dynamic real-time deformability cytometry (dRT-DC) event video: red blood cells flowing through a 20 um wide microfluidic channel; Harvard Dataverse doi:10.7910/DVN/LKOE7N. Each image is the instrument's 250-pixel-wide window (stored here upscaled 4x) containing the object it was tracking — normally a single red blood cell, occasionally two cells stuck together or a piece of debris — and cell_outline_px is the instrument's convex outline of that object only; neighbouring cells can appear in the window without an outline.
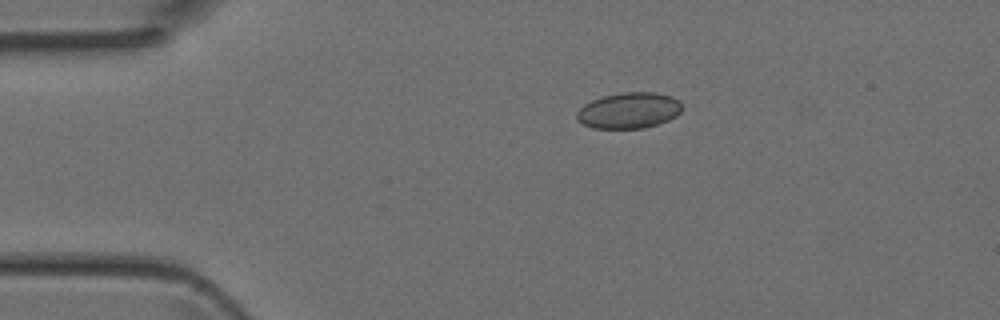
{"species": "Egyptian fruit bat (a non-hibernating species)", "species_latin": "Rousettus aegyptiacus", "temperature_condition": "room temperature", "stored_images_in_passage": 3, "camera_frame_rate_fps": 3000, "um_per_image_px": 0.085, "animal": {"sex": "female"}, "frame": {"image": 1, "passage_image": 1, "time_ms": 0.0, "image_size_px": [1000, 320], "cell_outline_px": [[680, 112], [676, 116], [668, 120], [644, 128], [592, 128], [576, 120], [576, 112], [584, 104], [592, 100], [604, 96], [624, 92], [656, 92], [672, 96], [680, 100]], "centroid_in_image_um": [53.44, 9.38], "position_along_channel_um": 31.6, "area_um2": 22.02}}
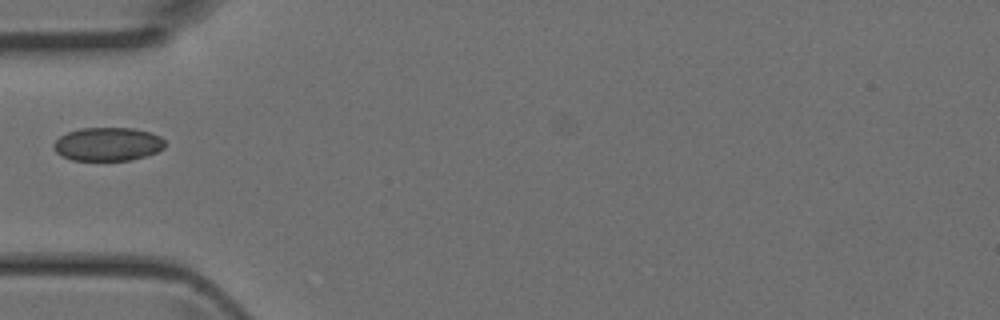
{"frame": {"image": 2, "passage_image": 3, "time_ms": 0.667, "image_size_px": [1000, 320], "cell_outline_px": [[164, 148], [156, 152], [144, 156], [128, 160], [72, 160], [60, 156], [56, 152], [52, 144], [60, 136], [68, 132], [80, 128], [132, 128], [152, 132], [160, 136], [164, 140]], "centroid_in_image_um": [9.14, 12.24], "position_along_channel_um": 75.9, "area_um2": 21.73}}